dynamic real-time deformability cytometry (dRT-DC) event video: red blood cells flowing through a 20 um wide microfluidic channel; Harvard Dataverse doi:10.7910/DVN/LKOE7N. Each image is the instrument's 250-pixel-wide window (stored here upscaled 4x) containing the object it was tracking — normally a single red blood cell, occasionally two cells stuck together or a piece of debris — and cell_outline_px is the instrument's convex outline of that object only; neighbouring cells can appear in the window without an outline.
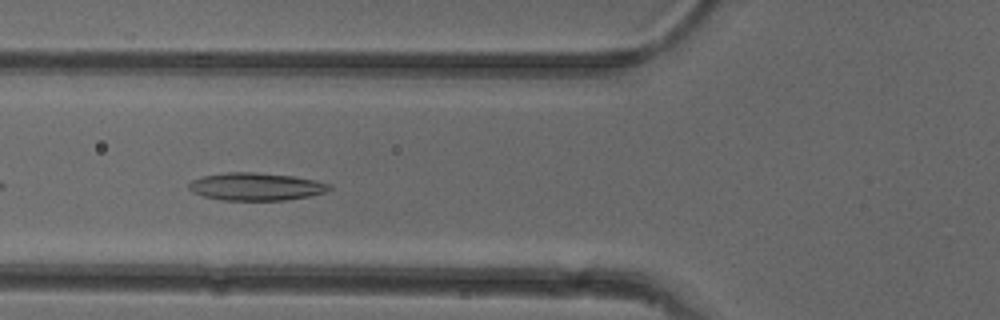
{"species": "common noctule bat (a hibernating species)", "species_latin": "Nyctalus noctula", "temperature_condition": "cold", "stored_images_in_passage": 8, "camera_frame_rate_fps": 3000, "um_per_image_px": 0.085, "animal": {"sex": "female"}, "frame": {"image": 1, "passage_image": 6, "time_ms": 5.667, "image_size_px": [1000, 320], "cell_outline_px": [[332, 188], [328, 192], [308, 196], [284, 200], [224, 200], [204, 196], [192, 192], [188, 188], [188, 184], [192, 180], [200, 176], [224, 172], [256, 172], [292, 176], [316, 180], [332, 184]], "centroid_in_image_um": [21.77, 15.85], "position_along_channel_um": 104.0, "area_um2": 22.83}}
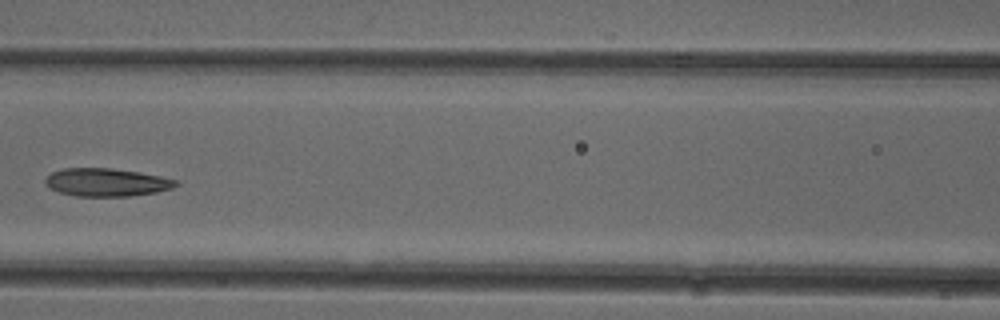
{"frame": {"image": 2, "passage_image": 7, "time_ms": 7.0, "image_size_px": [1000, 320], "cell_outline_px": [[180, 184], [172, 188], [156, 192], [128, 196], [76, 196], [60, 192], [48, 188], [44, 184], [44, 180], [52, 172], [64, 168], [112, 168], [140, 172], [180, 180]], "centroid_in_image_um": [9.07, 15.49], "position_along_channel_um": 157.5, "area_um2": 21.44}}
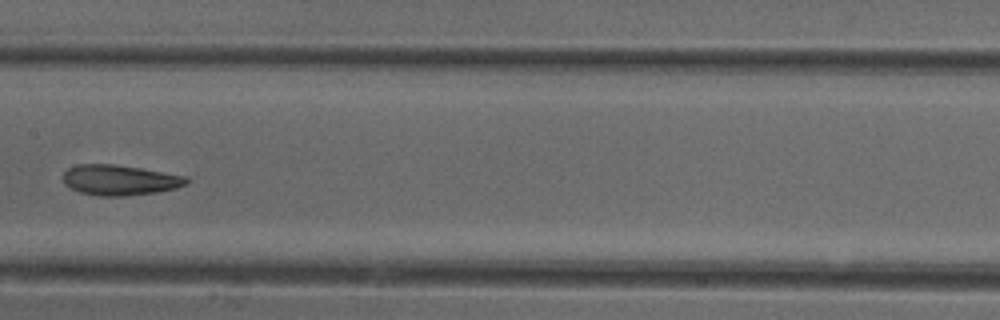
{"frame": {"image": 3, "passage_image": 8, "time_ms": 8.0, "image_size_px": [1000, 320], "cell_outline_px": [[188, 184], [176, 188], [156, 192], [124, 196], [100, 196], [80, 192], [64, 184], [64, 172], [68, 168], [80, 164], [112, 164], [140, 168], [188, 176]], "centroid_in_image_um": [10.2, 15.3], "position_along_channel_um": 197.2, "area_um2": 21.73}}